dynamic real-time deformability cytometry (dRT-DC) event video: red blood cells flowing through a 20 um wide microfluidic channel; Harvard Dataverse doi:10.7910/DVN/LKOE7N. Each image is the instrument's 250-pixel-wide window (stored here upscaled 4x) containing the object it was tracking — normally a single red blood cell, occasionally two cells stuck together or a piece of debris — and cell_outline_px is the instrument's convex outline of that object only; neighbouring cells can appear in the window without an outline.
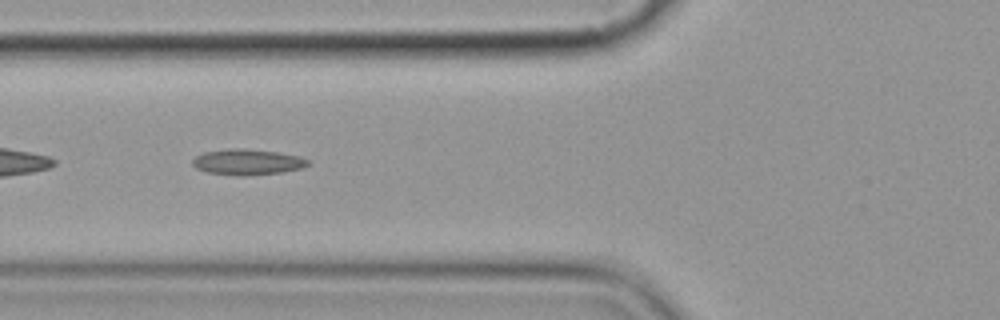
{"species": "common noctule bat (a hibernating species)", "species_latin": "Nyctalus noctula", "temperature_condition": "cold", "stored_images_in_passage": 8, "segment_of_instrument_passage": [2, 2], "camera_frame_rate_fps": 3000, "um_per_image_px": 0.085, "animal": {"sex": "female", "body_mass_g": 19.9}, "frame": {"image": 1, "passage_image": 6, "time_ms": 6.0, "image_size_px": [1000, 320], "cell_outline_px": [[308, 164], [304, 168], [284, 172], [244, 176], [236, 176], [208, 172], [196, 168], [192, 164], [192, 160], [196, 156], [204, 152], [228, 148], [244, 148], [276, 152], [300, 156], [308, 160]], "centroid_in_image_um": [21.03, 13.77], "position_along_channel_um": 104.8, "area_um2": 17.46}}
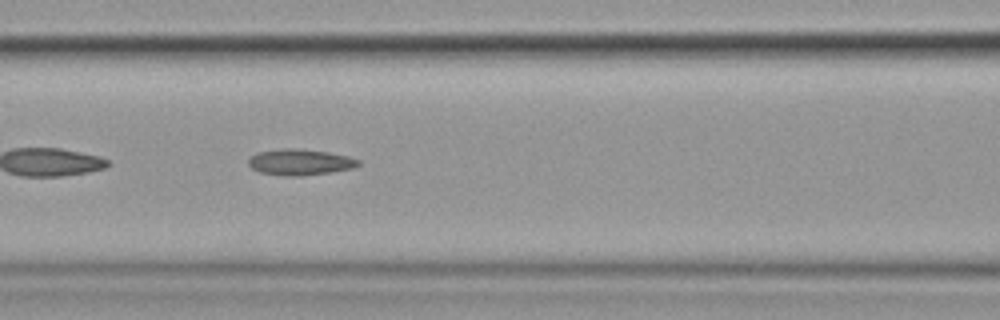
{"frame": {"image": 2, "passage_image": 7, "time_ms": 7.0, "image_size_px": [1000, 320], "cell_outline_px": [[360, 164], [352, 168], [328, 172], [300, 176], [284, 176], [260, 172], [252, 168], [248, 164], [248, 160], [252, 156], [260, 152], [280, 148], [292, 148], [328, 152], [348, 156], [360, 160]], "centroid_in_image_um": [25.49, 13.78], "position_along_channel_um": 141.1, "area_um2": 16.47}}